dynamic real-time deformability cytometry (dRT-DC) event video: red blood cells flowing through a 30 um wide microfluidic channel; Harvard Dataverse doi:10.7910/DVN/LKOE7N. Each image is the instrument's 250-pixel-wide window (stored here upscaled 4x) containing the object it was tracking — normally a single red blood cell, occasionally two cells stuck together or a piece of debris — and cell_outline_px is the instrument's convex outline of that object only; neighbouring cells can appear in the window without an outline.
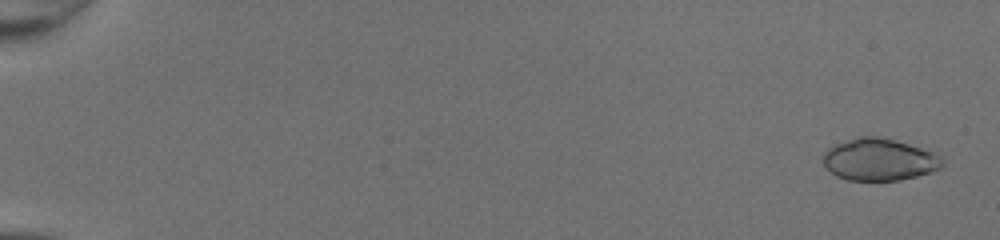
{"species": "common noctule bat (a hibernating species)", "species_latin": "Nyctalus noctula", "temperature_condition": "room temperature", "stored_images_in_passage": 51, "camera_frame_rate_fps": 3000, "um_per_image_px": 0.085, "animal": {"sex": "female", "body_mass_g": 20.0, "forearm_length_mm": 54.0}, "frame": {"image": 1, "passage_image": 2, "time_ms": 0.333, "image_size_px": [1000, 240], "cell_outline_px": [[944, 164], [940, 168], [916, 176], [900, 180], [848, 180], [836, 176], [820, 160], [824, 152], [828, 148], [836, 144], [856, 136], [876, 136], [908, 144], [932, 152], [940, 156], [944, 160]], "centroid_in_image_um": [74.69, 13.56], "position_along_channel_um": 10.3, "area_um2": 29.02}}
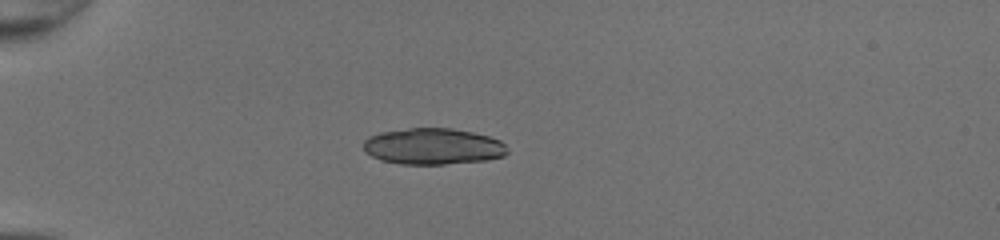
{"frame": {"image": 2, "passage_image": 16, "time_ms": 5.0, "image_size_px": [1000, 240], "cell_outline_px": [[508, 152], [504, 156], [488, 160], [444, 164], [400, 164], [380, 160], [364, 152], [364, 140], [368, 136], [380, 132], [408, 128], [452, 128], [472, 132], [488, 136], [500, 140], [504, 144]], "centroid_in_image_um": [36.79, 12.44], "position_along_channel_um": 48.2, "area_um2": 30.58}}